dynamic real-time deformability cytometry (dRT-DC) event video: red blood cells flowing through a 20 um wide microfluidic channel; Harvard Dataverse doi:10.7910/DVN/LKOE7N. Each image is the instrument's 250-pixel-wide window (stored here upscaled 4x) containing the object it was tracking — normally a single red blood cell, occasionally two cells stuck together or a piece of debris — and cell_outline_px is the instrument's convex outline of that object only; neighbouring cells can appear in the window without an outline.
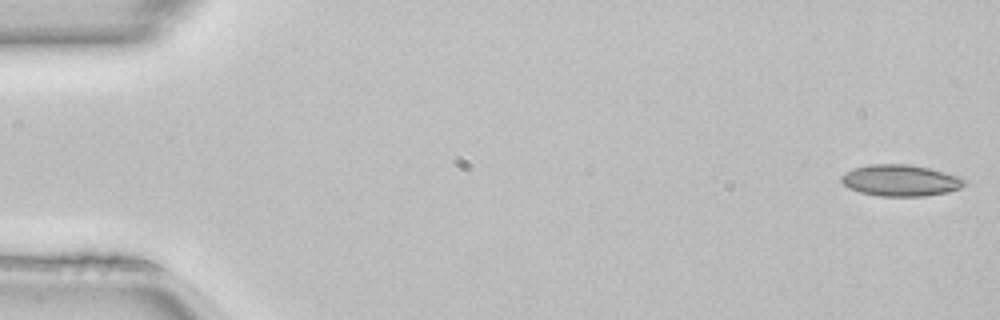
{"species": "common noctule bat (a hibernating species)", "species_latin": "Nyctalus noctula", "temperature_condition": "room temperature", "stored_images_in_passage": 50, "camera_frame_rate_fps": 3000, "um_per_image_px": 0.085, "animal": {"sex": "female", "body_mass_g": 22.7, "forearm_length_mm": 54.2}, "frame": {"image": 1, "passage_image": 1, "time_ms": 0.0, "image_size_px": [1000, 320], "cell_outline_px": [[964, 184], [960, 188], [948, 192], [924, 196], [880, 196], [860, 192], [848, 188], [840, 180], [840, 176], [856, 168], [868, 164], [908, 164], [928, 168], [944, 172], [956, 176], [964, 180]], "centroid_in_image_um": [76.51, 15.34], "position_along_channel_um": 8.5, "area_um2": 22.25}}
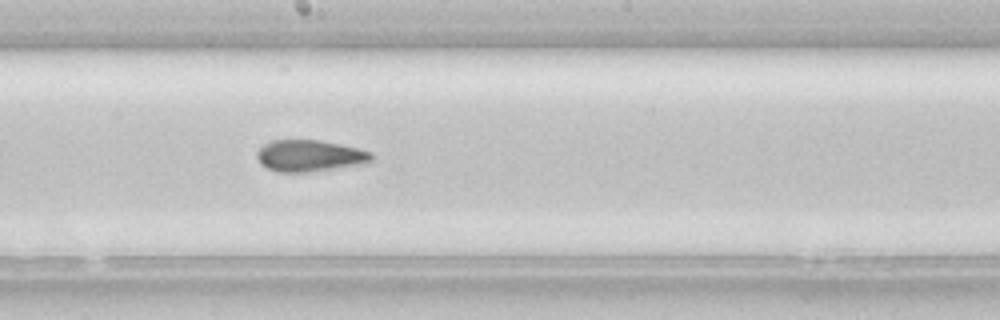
{"frame": {"image": 2, "passage_image": 27, "time_ms": 8.667, "image_size_px": [1000, 320], "cell_outline_px": [[372, 160], [368, 164], [308, 172], [276, 172], [260, 164], [256, 156], [256, 152], [264, 144], [272, 140], [320, 140], [340, 144], [372, 152]], "centroid_in_image_um": [26.33, 13.25], "position_along_channel_um": 221.9, "area_um2": 21.27}}
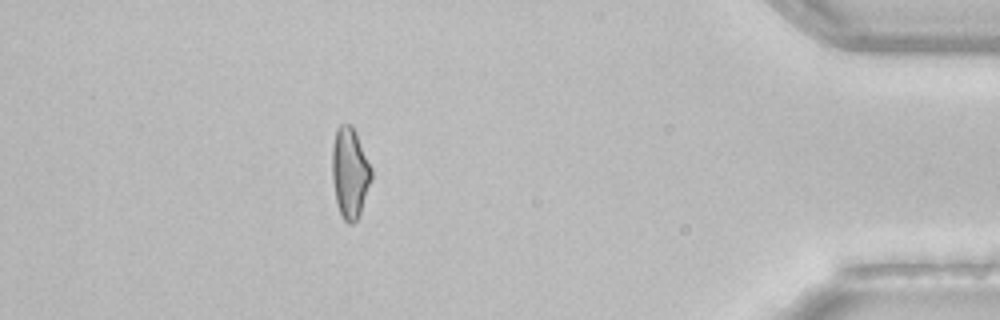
{"frame": {"image": 3, "passage_image": 44, "time_ms": 14.333, "image_size_px": [1000, 320], "cell_outline_px": [[372, 176], [360, 212], [356, 220], [352, 224], [348, 224], [344, 220], [336, 204], [332, 180], [332, 144], [336, 128], [340, 124], [352, 124], [356, 132], [372, 168]], "centroid_in_image_um": [29.72, 14.65], "position_along_channel_um": 405.5, "area_um2": 20.81}, "authors_computed_cell_mechanics": {"area_um2": 21.2126, "velocity_mm_per_s": 4.1235, "shape_relaxation_time_tau1_ms": null, "shape_relaxation_time_tau2_ms": 3.3784, "deformation_change_tau1": null, "deformation_change_tau2": 0.1059}}